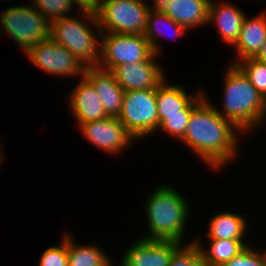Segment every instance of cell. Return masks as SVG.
<instances>
[{"label":"cell","instance_id":"1","mask_svg":"<svg viewBox=\"0 0 266 266\" xmlns=\"http://www.w3.org/2000/svg\"><path fill=\"white\" fill-rule=\"evenodd\" d=\"M205 97L192 109L185 135L181 140L211 169L225 168L239 155V134Z\"/></svg>","mask_w":266,"mask_h":266},{"label":"cell","instance_id":"2","mask_svg":"<svg viewBox=\"0 0 266 266\" xmlns=\"http://www.w3.org/2000/svg\"><path fill=\"white\" fill-rule=\"evenodd\" d=\"M224 76L222 107L215 105L216 111L243 134L257 131L266 122V100L236 65L229 64Z\"/></svg>","mask_w":266,"mask_h":266},{"label":"cell","instance_id":"3","mask_svg":"<svg viewBox=\"0 0 266 266\" xmlns=\"http://www.w3.org/2000/svg\"><path fill=\"white\" fill-rule=\"evenodd\" d=\"M146 204V205H145ZM144 213L147 218L148 234L141 239L174 240L182 244L189 214V203L171 185H159L147 196Z\"/></svg>","mask_w":266,"mask_h":266},{"label":"cell","instance_id":"4","mask_svg":"<svg viewBox=\"0 0 266 266\" xmlns=\"http://www.w3.org/2000/svg\"><path fill=\"white\" fill-rule=\"evenodd\" d=\"M78 14V17L68 14L69 16L51 21L50 38L64 46L86 67L97 66L102 33L97 16L79 11Z\"/></svg>","mask_w":266,"mask_h":266},{"label":"cell","instance_id":"5","mask_svg":"<svg viewBox=\"0 0 266 266\" xmlns=\"http://www.w3.org/2000/svg\"><path fill=\"white\" fill-rule=\"evenodd\" d=\"M2 30L26 54L35 44L50 38V21L31 4L15 5L0 13V35Z\"/></svg>","mask_w":266,"mask_h":266},{"label":"cell","instance_id":"6","mask_svg":"<svg viewBox=\"0 0 266 266\" xmlns=\"http://www.w3.org/2000/svg\"><path fill=\"white\" fill-rule=\"evenodd\" d=\"M152 8V0H102L96 16L102 33L144 34Z\"/></svg>","mask_w":266,"mask_h":266},{"label":"cell","instance_id":"7","mask_svg":"<svg viewBox=\"0 0 266 266\" xmlns=\"http://www.w3.org/2000/svg\"><path fill=\"white\" fill-rule=\"evenodd\" d=\"M117 118L136 141L153 135L158 129L156 89L125 91Z\"/></svg>","mask_w":266,"mask_h":266},{"label":"cell","instance_id":"8","mask_svg":"<svg viewBox=\"0 0 266 266\" xmlns=\"http://www.w3.org/2000/svg\"><path fill=\"white\" fill-rule=\"evenodd\" d=\"M153 54L144 34L101 33L97 66L111 71L117 65L146 61Z\"/></svg>","mask_w":266,"mask_h":266},{"label":"cell","instance_id":"9","mask_svg":"<svg viewBox=\"0 0 266 266\" xmlns=\"http://www.w3.org/2000/svg\"><path fill=\"white\" fill-rule=\"evenodd\" d=\"M32 65L44 73L61 77H84L86 66L64 46L51 38L35 44L26 54Z\"/></svg>","mask_w":266,"mask_h":266},{"label":"cell","instance_id":"10","mask_svg":"<svg viewBox=\"0 0 266 266\" xmlns=\"http://www.w3.org/2000/svg\"><path fill=\"white\" fill-rule=\"evenodd\" d=\"M80 134L95 147L108 154H119L133 145L135 138L121 124L117 117H107L101 120L84 122L77 125Z\"/></svg>","mask_w":266,"mask_h":266},{"label":"cell","instance_id":"11","mask_svg":"<svg viewBox=\"0 0 266 266\" xmlns=\"http://www.w3.org/2000/svg\"><path fill=\"white\" fill-rule=\"evenodd\" d=\"M153 54L140 63L115 66L111 72L124 91L156 89L167 77L162 65L158 64Z\"/></svg>","mask_w":266,"mask_h":266},{"label":"cell","instance_id":"12","mask_svg":"<svg viewBox=\"0 0 266 266\" xmlns=\"http://www.w3.org/2000/svg\"><path fill=\"white\" fill-rule=\"evenodd\" d=\"M181 245L174 240L136 239L122 254L119 266H169L171 257Z\"/></svg>","mask_w":266,"mask_h":266},{"label":"cell","instance_id":"13","mask_svg":"<svg viewBox=\"0 0 266 266\" xmlns=\"http://www.w3.org/2000/svg\"><path fill=\"white\" fill-rule=\"evenodd\" d=\"M184 85H168L165 79L156 88V102L158 108L159 123L174 114H191L192 109L205 97L203 88H197L193 93L188 94Z\"/></svg>","mask_w":266,"mask_h":266},{"label":"cell","instance_id":"14","mask_svg":"<svg viewBox=\"0 0 266 266\" xmlns=\"http://www.w3.org/2000/svg\"><path fill=\"white\" fill-rule=\"evenodd\" d=\"M211 0H152L153 8L164 13L188 31L208 23Z\"/></svg>","mask_w":266,"mask_h":266},{"label":"cell","instance_id":"15","mask_svg":"<svg viewBox=\"0 0 266 266\" xmlns=\"http://www.w3.org/2000/svg\"><path fill=\"white\" fill-rule=\"evenodd\" d=\"M78 82L68 97L69 105L67 106L77 121L76 123L81 124L109 117L93 85L85 77L80 78Z\"/></svg>","mask_w":266,"mask_h":266},{"label":"cell","instance_id":"16","mask_svg":"<svg viewBox=\"0 0 266 266\" xmlns=\"http://www.w3.org/2000/svg\"><path fill=\"white\" fill-rule=\"evenodd\" d=\"M84 77L93 85L100 102L109 117H118L121 112L125 91L109 70L98 66L86 67Z\"/></svg>","mask_w":266,"mask_h":266},{"label":"cell","instance_id":"17","mask_svg":"<svg viewBox=\"0 0 266 266\" xmlns=\"http://www.w3.org/2000/svg\"><path fill=\"white\" fill-rule=\"evenodd\" d=\"M236 6L224 0L217 2L211 0L209 5L207 25L214 24L222 41L231 46H234L237 42L246 17V13Z\"/></svg>","mask_w":266,"mask_h":266},{"label":"cell","instance_id":"18","mask_svg":"<svg viewBox=\"0 0 266 266\" xmlns=\"http://www.w3.org/2000/svg\"><path fill=\"white\" fill-rule=\"evenodd\" d=\"M266 42V12H260L251 18L245 17L239 38L234 45L236 56L229 64L255 57Z\"/></svg>","mask_w":266,"mask_h":266},{"label":"cell","instance_id":"19","mask_svg":"<svg viewBox=\"0 0 266 266\" xmlns=\"http://www.w3.org/2000/svg\"><path fill=\"white\" fill-rule=\"evenodd\" d=\"M241 213L219 212L209 219L207 238L222 240H245L248 229L246 218Z\"/></svg>","mask_w":266,"mask_h":266},{"label":"cell","instance_id":"20","mask_svg":"<svg viewBox=\"0 0 266 266\" xmlns=\"http://www.w3.org/2000/svg\"><path fill=\"white\" fill-rule=\"evenodd\" d=\"M192 241L198 246L207 266H222L248 246L244 240L208 239L209 246L204 248L203 240L195 237Z\"/></svg>","mask_w":266,"mask_h":266},{"label":"cell","instance_id":"21","mask_svg":"<svg viewBox=\"0 0 266 266\" xmlns=\"http://www.w3.org/2000/svg\"><path fill=\"white\" fill-rule=\"evenodd\" d=\"M104 251L94 242L82 246L76 244L72 235L67 233L68 266H112L111 256L107 257Z\"/></svg>","mask_w":266,"mask_h":266},{"label":"cell","instance_id":"22","mask_svg":"<svg viewBox=\"0 0 266 266\" xmlns=\"http://www.w3.org/2000/svg\"><path fill=\"white\" fill-rule=\"evenodd\" d=\"M162 25H164V27ZM162 27L163 28L169 27V30L170 28H172V32L167 30H162L163 29ZM165 31H167V33L169 34L170 32L171 33L174 32V35L170 34L169 36L180 37L182 35L184 36L188 30L184 26H181L178 23H176L166 14L160 13L156 9L152 8L148 15L144 36L149 41L150 46L155 55L160 56L161 54V48H160L161 46H159L160 43L158 41L162 39L161 36L162 37L166 36L164 33Z\"/></svg>","mask_w":266,"mask_h":266},{"label":"cell","instance_id":"23","mask_svg":"<svg viewBox=\"0 0 266 266\" xmlns=\"http://www.w3.org/2000/svg\"><path fill=\"white\" fill-rule=\"evenodd\" d=\"M235 65L266 100V64L251 57L243 59Z\"/></svg>","mask_w":266,"mask_h":266},{"label":"cell","instance_id":"24","mask_svg":"<svg viewBox=\"0 0 266 266\" xmlns=\"http://www.w3.org/2000/svg\"><path fill=\"white\" fill-rule=\"evenodd\" d=\"M169 266H207L194 241L182 244L171 257Z\"/></svg>","mask_w":266,"mask_h":266},{"label":"cell","instance_id":"25","mask_svg":"<svg viewBox=\"0 0 266 266\" xmlns=\"http://www.w3.org/2000/svg\"><path fill=\"white\" fill-rule=\"evenodd\" d=\"M31 4L50 22L68 16L75 7L71 0H31Z\"/></svg>","mask_w":266,"mask_h":266},{"label":"cell","instance_id":"26","mask_svg":"<svg viewBox=\"0 0 266 266\" xmlns=\"http://www.w3.org/2000/svg\"><path fill=\"white\" fill-rule=\"evenodd\" d=\"M59 244L44 250L40 256L39 266H68L67 233L63 234Z\"/></svg>","mask_w":266,"mask_h":266},{"label":"cell","instance_id":"27","mask_svg":"<svg viewBox=\"0 0 266 266\" xmlns=\"http://www.w3.org/2000/svg\"><path fill=\"white\" fill-rule=\"evenodd\" d=\"M190 115L191 114L167 115V117L159 123L157 132H162L163 130L173 138H178L179 141H181L185 135Z\"/></svg>","mask_w":266,"mask_h":266},{"label":"cell","instance_id":"28","mask_svg":"<svg viewBox=\"0 0 266 266\" xmlns=\"http://www.w3.org/2000/svg\"><path fill=\"white\" fill-rule=\"evenodd\" d=\"M246 246L237 256L222 266H266V255L264 251L257 252L255 248Z\"/></svg>","mask_w":266,"mask_h":266},{"label":"cell","instance_id":"29","mask_svg":"<svg viewBox=\"0 0 266 266\" xmlns=\"http://www.w3.org/2000/svg\"><path fill=\"white\" fill-rule=\"evenodd\" d=\"M73 5L76 4L79 12H88L97 14L100 10L102 0H71Z\"/></svg>","mask_w":266,"mask_h":266},{"label":"cell","instance_id":"30","mask_svg":"<svg viewBox=\"0 0 266 266\" xmlns=\"http://www.w3.org/2000/svg\"><path fill=\"white\" fill-rule=\"evenodd\" d=\"M254 58L266 64V42Z\"/></svg>","mask_w":266,"mask_h":266},{"label":"cell","instance_id":"31","mask_svg":"<svg viewBox=\"0 0 266 266\" xmlns=\"http://www.w3.org/2000/svg\"><path fill=\"white\" fill-rule=\"evenodd\" d=\"M0 143H1V139H0ZM0 145H2V144H0ZM0 148L2 149L3 147L2 146H0ZM0 149V167H1V163H2V161H3V151Z\"/></svg>","mask_w":266,"mask_h":266},{"label":"cell","instance_id":"32","mask_svg":"<svg viewBox=\"0 0 266 266\" xmlns=\"http://www.w3.org/2000/svg\"><path fill=\"white\" fill-rule=\"evenodd\" d=\"M0 1H2V2H4V1H6V2H7V1H8V2H9V1H12V0H0Z\"/></svg>","mask_w":266,"mask_h":266}]
</instances>
